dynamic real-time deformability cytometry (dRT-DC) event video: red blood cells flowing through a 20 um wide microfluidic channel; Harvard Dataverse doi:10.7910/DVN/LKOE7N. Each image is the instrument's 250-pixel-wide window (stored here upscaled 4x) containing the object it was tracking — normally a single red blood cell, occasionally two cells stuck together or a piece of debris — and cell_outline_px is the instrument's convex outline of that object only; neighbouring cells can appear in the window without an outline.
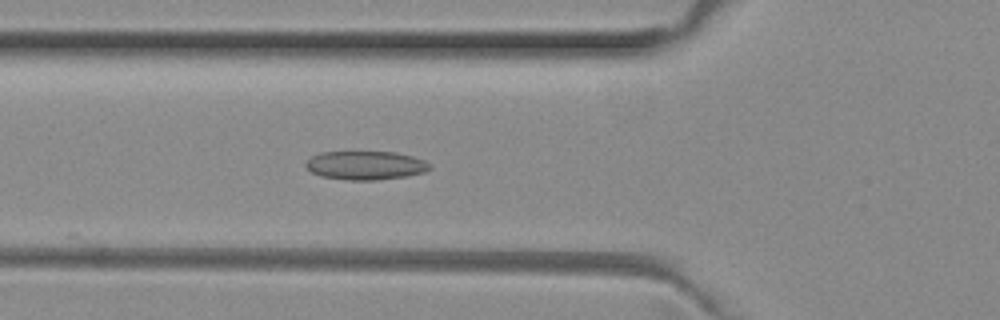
{"species": "common noctule bat (a hibernating species)", "species_latin": "Nyctalus noctula", "temperature_condition": "room temperature", "stored_images_in_passage": 47, "camera_frame_rate_fps": 3000, "um_per_image_px": 0.085, "animal": {"sex": "female", "body_mass_g": 29.2, "forearm_length_mm": 56.3}, "frame": {"image": 1, "passage_image": 14, "time_ms": 4.333, "image_size_px": [1000, 320], "cell_outline_px": [[432, 168], [424, 172], [408, 176], [376, 180], [344, 180], [320, 176], [312, 172], [304, 164], [312, 156], [320, 152], [396, 152], [412, 156], [424, 160], [432, 164]], "centroid_in_image_um": [31.1, 14.06], "position_along_channel_um": 94.7, "area_um2": 20.87}}
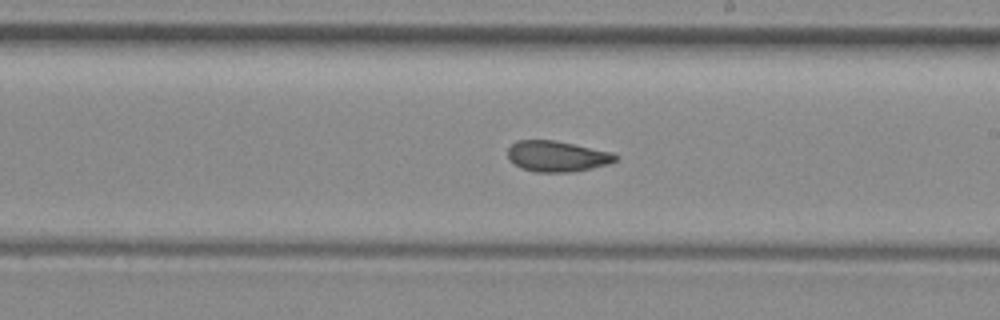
{"frame": {"image": 2, "passage_image": 25, "time_ms": 8.0, "image_size_px": [1000, 320], "cell_outline_px": [[616, 160], [608, 164], [592, 168], [572, 172], [536, 172], [520, 168], [508, 156], [508, 148], [516, 140], [556, 140], [612, 152], [616, 156]], "centroid_in_image_um": [47.34, 13.28], "position_along_channel_um": 241.7, "area_um2": 19.25}}
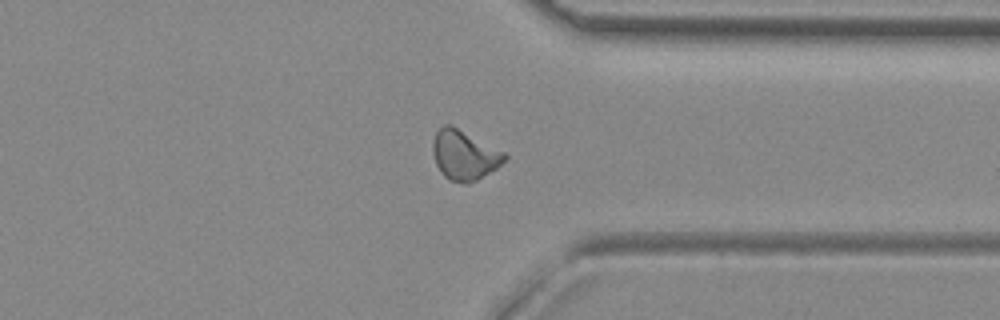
{"frame": {"image": 3, "passage_image": 35, "time_ms": 11.333, "image_size_px": [1000, 320], "cell_outline_px": [[508, 156], [496, 168], [476, 180], [468, 184], [464, 184], [448, 180], [440, 172], [436, 164], [432, 152], [432, 144], [436, 132], [444, 124], [452, 124], [504, 152]], "centroid_in_image_um": [39.43, 13.18], "position_along_channel_um": 372.0, "area_um2": 20.81}, "authors_computed_cell_mechanics": {"area_um2": 19.8254, "velocity_mm_per_s": 3.9937, "shape_relaxation_time_tau1_ms": null, "shape_relaxation_time_tau2_ms": 1.9619, "deformation_change_tau1": null, "deformation_change_tau2": 0.0752}}